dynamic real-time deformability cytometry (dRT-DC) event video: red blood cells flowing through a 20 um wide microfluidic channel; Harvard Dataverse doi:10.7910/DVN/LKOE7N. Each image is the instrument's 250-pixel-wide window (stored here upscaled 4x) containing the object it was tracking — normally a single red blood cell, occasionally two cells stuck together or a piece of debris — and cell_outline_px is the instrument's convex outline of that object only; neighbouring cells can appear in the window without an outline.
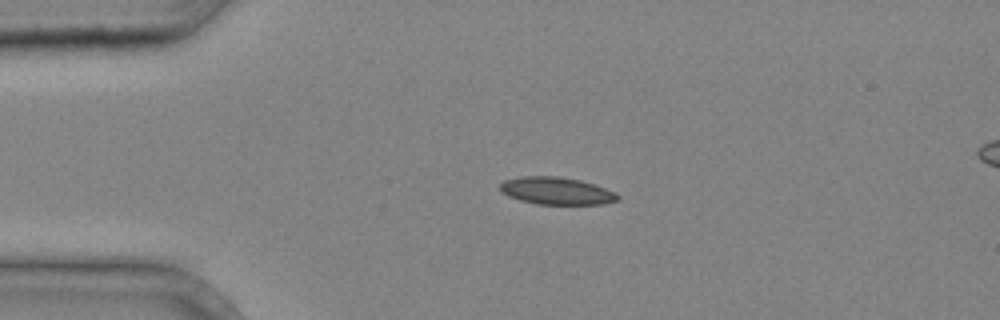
{"species": "common noctule bat (a hibernating species)", "species_latin": "Nyctalus noctula", "temperature_condition": "cold", "stored_images_in_passage": 30, "camera_frame_rate_fps": 3000, "um_per_image_px": 0.085, "animal": {"sex": "male", "body_mass_g": 20.4}, "frame": {"image": 1, "passage_image": 1, "time_ms": 0.0, "image_size_px": [1000, 320], "cell_outline_px": [[620, 196], [616, 200], [604, 204], [536, 204], [520, 200], [508, 196], [500, 192], [500, 184], [504, 180], [520, 176], [560, 176], [580, 180], [596, 184], [616, 192]], "centroid_in_image_um": [47.29, 16.21], "position_along_channel_um": 37.7, "area_um2": 18.96}}
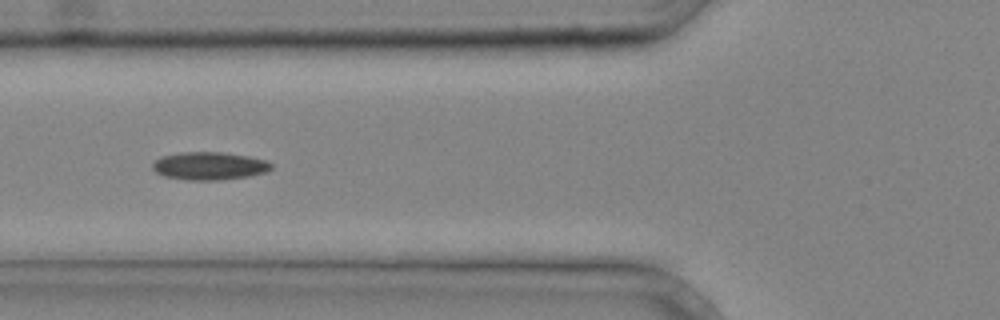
{"frame": {"image": 2, "passage_image": 7, "time_ms": 2.0, "image_size_px": [1000, 320], "cell_outline_px": [[272, 168], [264, 172], [252, 176], [216, 180], [188, 180], [164, 176], [156, 172], [152, 168], [152, 164], [160, 156], [180, 152], [224, 152], [248, 156], [264, 160], [272, 164]], "centroid_in_image_um": [17.77, 14.1], "position_along_channel_um": 108.0, "area_um2": 19.31}}
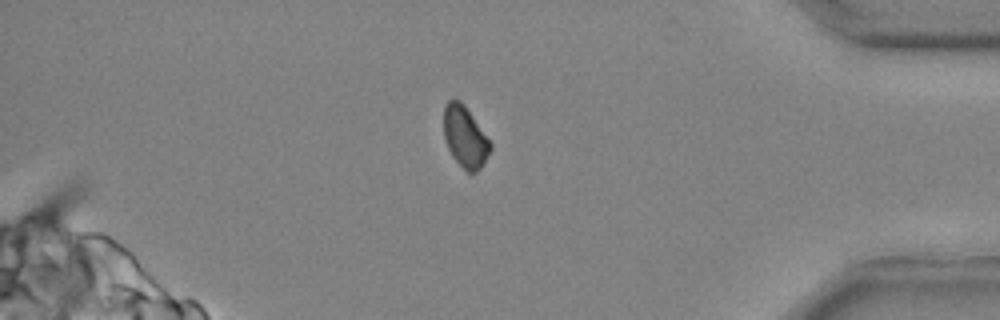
{"frame": {"image": 3, "passage_image": 26, "time_ms": 8.333, "image_size_px": [1000, 320], "cell_outline_px": [[492, 148], [480, 168], [476, 172], [468, 172], [452, 156], [448, 148], [444, 136], [444, 104], [448, 100], [460, 100], [464, 104], [492, 144]], "centroid_in_image_um": [39.52, 11.61], "position_along_channel_um": 395.7, "area_um2": 16.36}}